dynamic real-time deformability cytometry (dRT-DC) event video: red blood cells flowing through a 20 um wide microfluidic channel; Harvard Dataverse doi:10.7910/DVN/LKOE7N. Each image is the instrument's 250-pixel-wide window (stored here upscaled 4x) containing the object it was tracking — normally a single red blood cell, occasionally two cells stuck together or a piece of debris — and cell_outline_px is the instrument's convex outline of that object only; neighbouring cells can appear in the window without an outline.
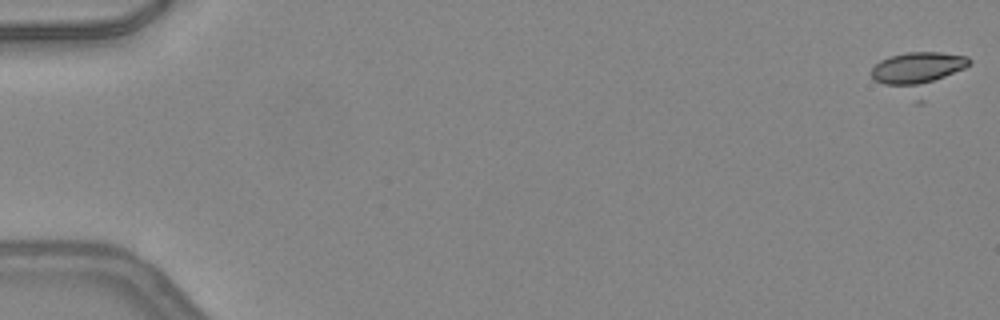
{"species": "common noctule bat (a hibernating species)", "species_latin": "Nyctalus noctula", "temperature_condition": "warm", "stored_images_in_passage": 14, "camera_frame_rate_fps": 3000, "um_per_image_px": 0.085, "animal": {"sex": "female", "body_mass_g": 24.6, "forearm_length_mm": 56.2}, "frame": {"image": 1, "passage_image": 1, "time_ms": 0.0, "image_size_px": [1000, 320], "cell_outline_px": [[972, 64], [920, 104], [916, 104], [876, 80], [872, 76], [872, 68], [880, 60], [888, 56], [908, 52], [940, 52], [968, 56], [972, 60]], "centroid_in_image_um": [78.14, 6.19], "position_along_channel_um": 6.9, "area_um2": 23.93}}
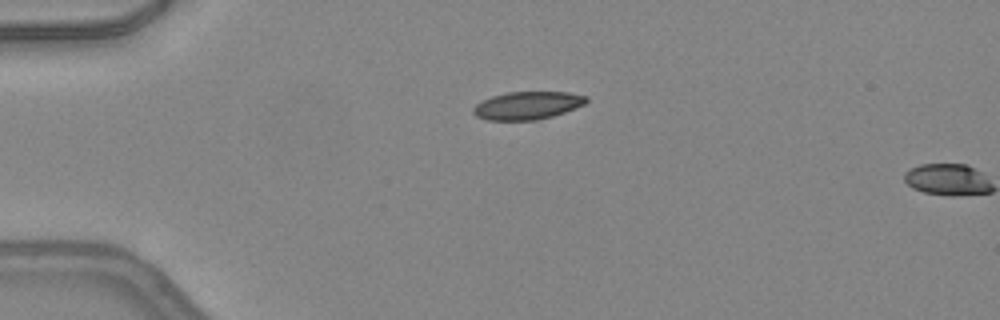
{"frame": {"image": 2, "passage_image": 13, "time_ms": 4.0, "image_size_px": [1000, 320], "cell_outline_px": [[588, 100], [584, 104], [576, 108], [552, 116], [536, 120], [488, 120], [476, 116], [472, 112], [472, 108], [476, 104], [492, 96], [508, 92], [568, 92], [588, 96]], "centroid_in_image_um": [44.84, 8.96], "position_along_channel_um": 40.2, "area_um2": 18.32}}